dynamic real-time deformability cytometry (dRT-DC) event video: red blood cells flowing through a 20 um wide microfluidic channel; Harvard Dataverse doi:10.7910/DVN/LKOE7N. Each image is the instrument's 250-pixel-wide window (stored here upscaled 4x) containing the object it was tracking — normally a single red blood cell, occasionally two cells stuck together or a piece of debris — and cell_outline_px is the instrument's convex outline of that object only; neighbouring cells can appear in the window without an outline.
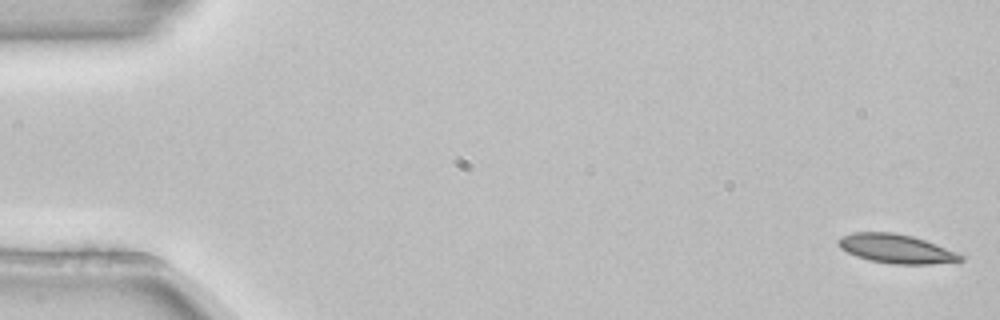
{"species": "common noctule bat (a hibernating species)", "species_latin": "Nyctalus noctula", "temperature_condition": "room temperature", "stored_images_in_passage": 53, "camera_frame_rate_fps": 3000, "um_per_image_px": 0.085, "animal": {"sex": "female", "body_mass_g": 22.7, "forearm_length_mm": 54.2}, "frame": {"image": 1, "passage_image": 1, "time_ms": 0.0, "image_size_px": [1000, 320], "cell_outline_px": [[964, 260], [932, 264], [892, 264], [868, 260], [856, 256], [840, 248], [836, 244], [836, 240], [852, 232], [892, 232], [912, 236], [924, 240], [956, 252], [964, 256]], "centroid_in_image_um": [76.14, 21.14], "position_along_channel_um": 8.9, "area_um2": 20.58}}
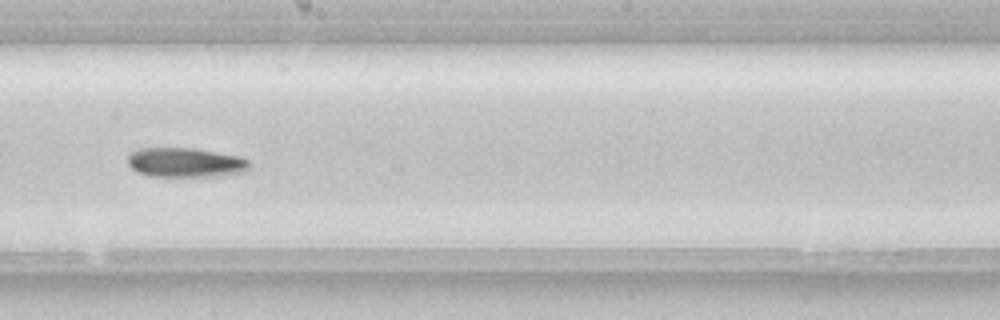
{"frame": {"image": 2, "passage_image": 30, "time_ms": 9.667, "image_size_px": [1000, 320], "cell_outline_px": [[248, 168], [244, 172], [220, 176], [148, 176], [136, 172], [128, 164], [128, 156], [132, 152], [140, 148], [196, 148], [240, 156], [248, 160]], "centroid_in_image_um": [15.75, 13.81], "position_along_channel_um": 232.4, "area_um2": 20.98}}
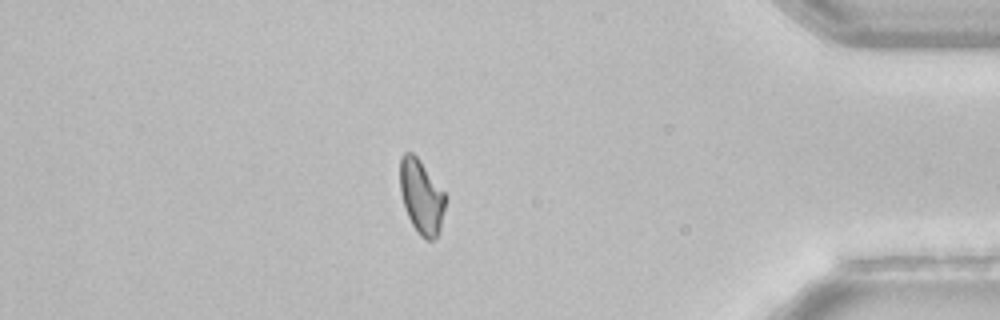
{"frame": {"image": 3, "passage_image": 46, "time_ms": 15.0, "image_size_px": [1000, 320], "cell_outline_px": [[448, 200], [440, 228], [436, 236], [432, 240], [424, 240], [416, 232], [404, 208], [400, 192], [400, 156], [404, 152], [412, 152], [420, 160], [444, 192]], "centroid_in_image_um": [35.82, 16.73], "position_along_channel_um": 399.4, "area_um2": 19.88}, "authors_computed_cell_mechanics": {"area_um2": 20.808, "velocity_mm_per_s": 3.8512, "shape_relaxation_time_tau1_ms": 5.0253, "shape_relaxation_time_tau2_ms": null, "deformation_change_tau1": 0.1425, "deformation_change_tau2": null}}